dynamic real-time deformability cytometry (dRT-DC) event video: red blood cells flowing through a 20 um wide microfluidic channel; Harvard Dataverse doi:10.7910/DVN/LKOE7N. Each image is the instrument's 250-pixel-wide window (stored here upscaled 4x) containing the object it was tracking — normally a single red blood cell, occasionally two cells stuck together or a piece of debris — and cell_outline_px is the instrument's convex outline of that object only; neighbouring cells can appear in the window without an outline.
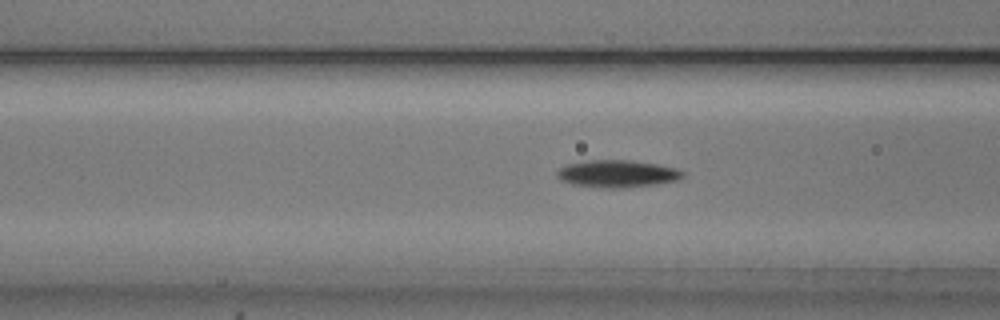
{"species": "common noctule bat (a hibernating species)", "species_latin": "Nyctalus noctula", "temperature_condition": "cold", "stored_images_in_passage": 44, "camera_frame_rate_fps": 3000, "um_per_image_px": 0.085, "animal": {"sex": "male", "body_mass_g": 20.5, "forearm_length_mm": 52.5}, "frame": {"image": 1, "passage_image": 11, "time_ms": 3.333, "image_size_px": [1000, 320], "cell_outline_px": [[684, 176], [676, 180], [656, 184], [624, 188], [604, 188], [572, 184], [560, 180], [556, 176], [556, 172], [564, 164], [588, 160], [632, 160], [656, 164], [676, 168], [684, 172]], "centroid_in_image_um": [52.43, 14.76], "position_along_channel_um": 114.2, "area_um2": 20.11}}
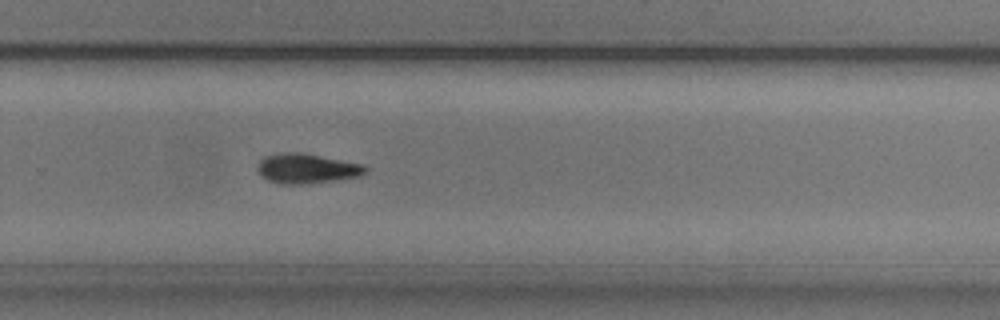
{"frame": {"image": 2, "passage_image": 26, "time_ms": 8.333, "image_size_px": [1000, 320], "cell_outline_px": [[368, 172], [360, 176], [304, 184], [280, 184], [268, 180], [260, 176], [256, 168], [260, 160], [264, 156], [280, 152], [300, 152], [364, 164], [368, 168]], "centroid_in_image_um": [26.05, 14.31], "position_along_channel_um": 303.8, "area_um2": 18.9}}
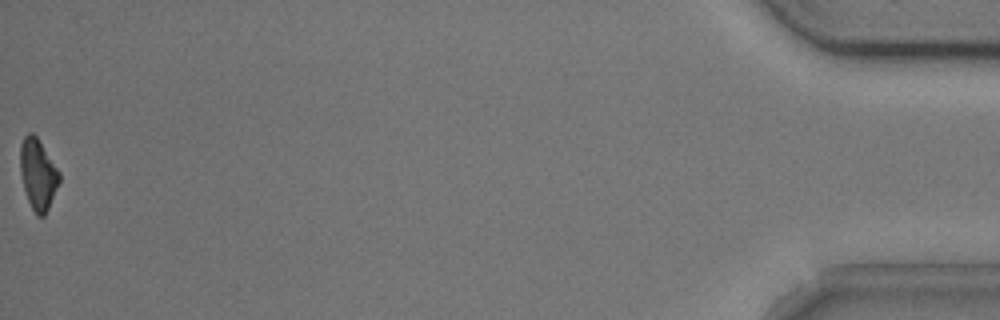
{"frame": {"image": 3, "passage_image": 44, "time_ms": 14.333, "image_size_px": [1000, 320], "cell_outline_px": [[60, 180], [48, 208], [44, 216], [36, 216], [28, 200], [24, 188], [20, 172], [20, 144], [24, 136], [28, 132], [32, 132], [36, 136], [60, 172]], "centroid_in_image_um": [3.21, 14.79], "position_along_channel_um": 432.0, "area_um2": 15.95}, "authors_computed_cell_mechanics": {"area_um2": 18.7561, "velocity_mm_per_s": 3.802, "shape_relaxation_time_tau1_ms": 2.6909, "shape_relaxation_time_tau2_ms": null, "deformation_change_tau1": 0.1209, "deformation_change_tau2": null}}